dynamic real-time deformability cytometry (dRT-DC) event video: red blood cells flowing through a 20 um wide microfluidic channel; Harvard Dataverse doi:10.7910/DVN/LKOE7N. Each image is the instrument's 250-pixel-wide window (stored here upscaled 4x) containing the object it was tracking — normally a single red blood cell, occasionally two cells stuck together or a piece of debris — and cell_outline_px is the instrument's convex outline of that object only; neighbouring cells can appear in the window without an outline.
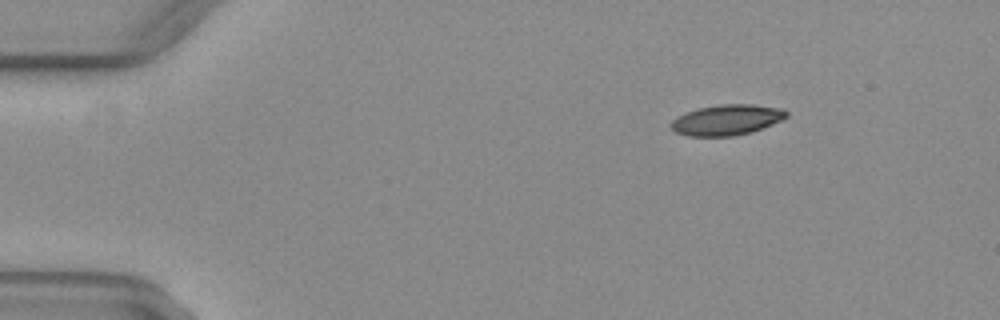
{"species": "common noctule bat (a hibernating species)", "species_latin": "Nyctalus noctula", "temperature_condition": "warm", "stored_images_in_passage": 6, "camera_frame_rate_fps": 3000, "um_per_image_px": 0.085, "animal": {"sex": "female", "body_mass_g": 29.2, "forearm_length_mm": 56.3}, "frame": {"image": 1, "passage_image": 2, "time_ms": 0.333, "image_size_px": [1000, 320], "cell_outline_px": [[788, 116], [772, 124], [752, 132], [736, 136], [688, 136], [676, 132], [668, 124], [672, 120], [688, 112], [700, 108], [720, 104], [752, 104], [784, 108], [788, 112]], "centroid_in_image_um": [61.81, 10.19], "position_along_channel_um": 23.2, "area_um2": 20.52}}